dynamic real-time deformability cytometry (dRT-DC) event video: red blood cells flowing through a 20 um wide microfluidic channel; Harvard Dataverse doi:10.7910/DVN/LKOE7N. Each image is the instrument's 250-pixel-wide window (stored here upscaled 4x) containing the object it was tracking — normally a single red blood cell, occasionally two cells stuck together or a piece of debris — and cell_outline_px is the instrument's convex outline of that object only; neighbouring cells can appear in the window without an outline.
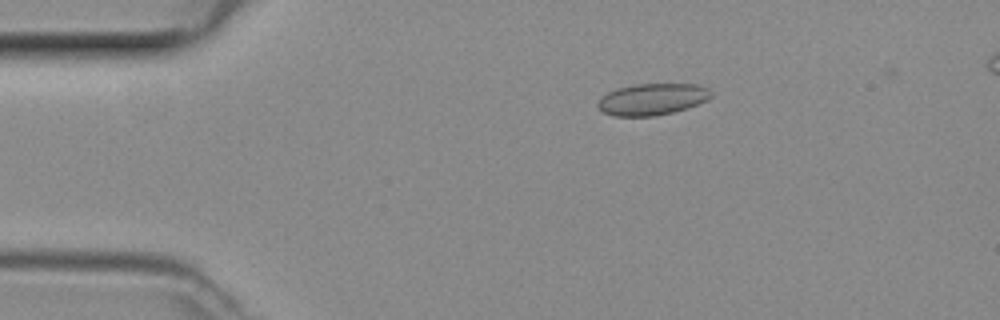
{"species": "common noctule bat (a hibernating species)", "species_latin": "Nyctalus noctula", "temperature_condition": "room temperature", "stored_images_in_passage": 42, "segment_of_instrument_passage": [1, 2], "camera_frame_rate_fps": 3000, "um_per_image_px": 0.085, "animal": {"sex": "female", "body_mass_g": 29.2, "forearm_length_mm": 56.3}, "frame": {"image": 1, "passage_image": 1, "time_ms": 0.0, "image_size_px": [1000, 320], "cell_outline_px": [[712, 96], [708, 100], [688, 108], [656, 116], [612, 116], [604, 112], [596, 104], [600, 96], [616, 88], [636, 84], [696, 84], [708, 88], [712, 92]], "centroid_in_image_um": [55.44, 8.43], "position_along_channel_um": 29.6, "area_um2": 21.04}}
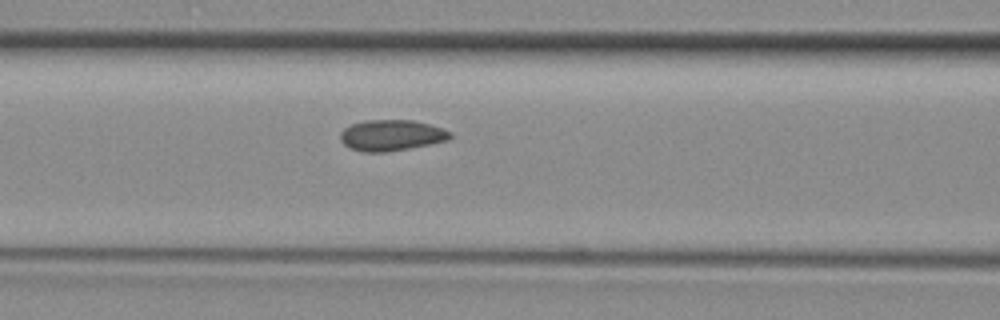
{"frame": {"image": 2, "passage_image": 12, "time_ms": 3.667, "image_size_px": [1000, 320], "cell_outline_px": [[452, 136], [448, 140], [388, 152], [364, 152], [348, 148], [340, 140], [340, 132], [344, 128], [352, 124], [364, 120], [412, 120], [428, 124], [452, 132]], "centroid_in_image_um": [33.22, 11.5], "position_along_channel_um": 133.4, "area_um2": 19.77}}
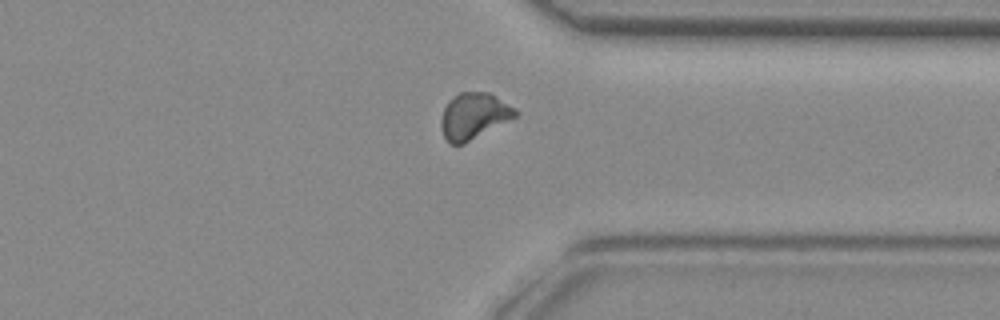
{"frame": {"image": 3, "passage_image": 29, "time_ms": 9.333, "image_size_px": [1000, 320], "cell_outline_px": [[520, 112], [516, 116], [464, 144], [452, 144], [444, 136], [440, 124], [440, 120], [444, 108], [448, 100], [460, 92], [488, 92], [496, 96], [516, 108]], "centroid_in_image_um": [40.27, 9.84], "position_along_channel_um": 371.1, "area_um2": 19.88}}